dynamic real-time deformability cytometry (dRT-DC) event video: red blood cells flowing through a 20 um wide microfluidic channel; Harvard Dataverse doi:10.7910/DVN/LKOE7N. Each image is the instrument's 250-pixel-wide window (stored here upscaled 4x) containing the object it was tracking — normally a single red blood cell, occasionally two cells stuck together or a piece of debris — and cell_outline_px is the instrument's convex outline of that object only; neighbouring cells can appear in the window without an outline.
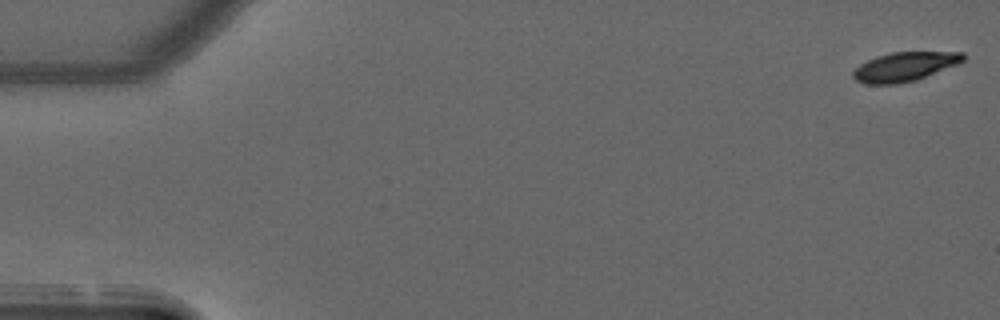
{"species": "common noctule bat (a hibernating species)", "species_latin": "Nyctalus noctula", "temperature_condition": "warm", "stored_images_in_passage": 52, "camera_frame_rate_fps": 3000, "um_per_image_px": 0.085, "animal": {"sex": "male", "forearm_length_mm": 52.5}, "frame": {"image": 1, "passage_image": 1, "time_ms": 0.0, "image_size_px": [1000, 320], "cell_outline_px": [[964, 60], [956, 64], [916, 80], [896, 84], [868, 84], [856, 80], [852, 76], [852, 72], [860, 64], [876, 56], [892, 52], [964, 52]], "centroid_in_image_um": [76.86, 5.66], "position_along_channel_um": 8.1, "area_um2": 18.44}}
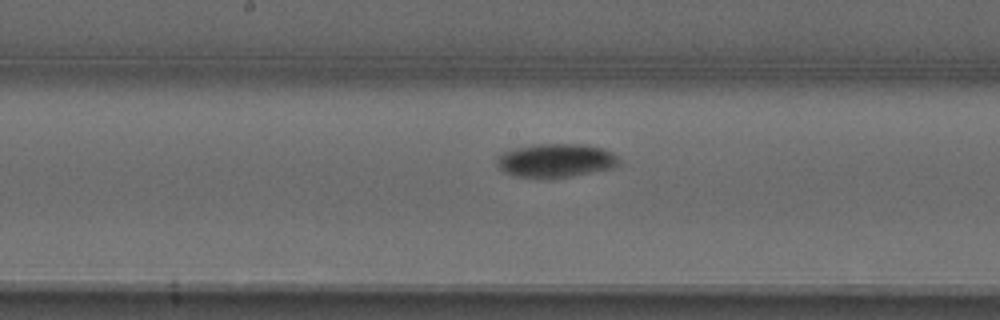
{"frame": {"image": 2, "passage_image": 27, "time_ms": 8.667, "image_size_px": [1000, 320], "cell_outline_px": [[620, 164], [612, 168], [572, 176], [548, 180], [516, 176], [504, 172], [496, 164], [496, 156], [500, 152], [532, 144], [584, 144], [604, 148], [612, 152], [620, 160]], "centroid_in_image_um": [47.21, 13.65], "position_along_channel_um": 201.0, "area_um2": 24.57}}
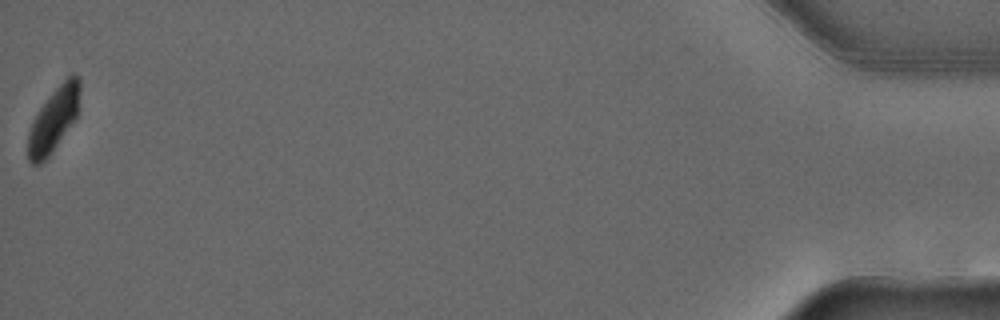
{"frame": {"image": 3, "passage_image": 52, "time_ms": 17.0, "image_size_px": [1000, 320], "cell_outline_px": [[80, 92], [76, 120], [52, 152], [40, 164], [32, 164], [28, 160], [28, 132], [40, 108], [52, 92], [72, 72], [80, 76]], "centroid_in_image_um": [4.59, 10.15], "position_along_channel_um": 430.6, "area_um2": 19.31}, "authors_computed_cell_mechanics": {"area_um2": 21.7617, "velocity_mm_per_s": 3.9604, "shape_relaxation_time_tau1_ms": 4.1782, "shape_relaxation_time_tau2_ms": null, "deformation_change_tau1": 0.1394, "deformation_change_tau2": null}}